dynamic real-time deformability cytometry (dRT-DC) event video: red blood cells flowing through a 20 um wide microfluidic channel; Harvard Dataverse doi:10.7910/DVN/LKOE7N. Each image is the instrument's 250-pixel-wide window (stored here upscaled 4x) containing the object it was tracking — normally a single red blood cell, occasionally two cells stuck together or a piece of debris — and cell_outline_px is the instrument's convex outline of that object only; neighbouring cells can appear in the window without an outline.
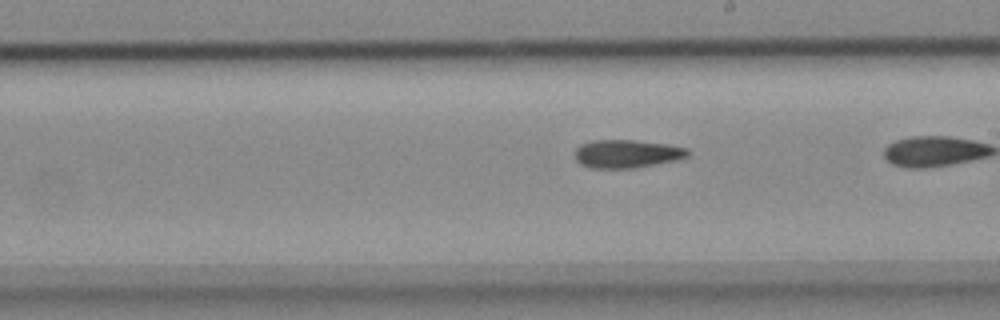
{"species": "common noctule bat (a hibernating species)", "species_latin": "Nyctalus noctula", "temperature_condition": "cold", "stored_images_in_passage": 29, "camera_frame_rate_fps": 3000, "um_per_image_px": 0.085, "animal": {"sex": "female", "body_mass_g": 18.4}, "frame": {"image": 1, "passage_image": 27, "time_ms": 8.667, "image_size_px": [1000, 320], "cell_outline_px": [[688, 156], [672, 160], [636, 168], [592, 168], [580, 164], [576, 160], [576, 148], [580, 144], [592, 140], [632, 140], [668, 144], [688, 148]], "centroid_in_image_um": [53.24, 13.06], "position_along_channel_um": 235.8, "area_um2": 18.38}}